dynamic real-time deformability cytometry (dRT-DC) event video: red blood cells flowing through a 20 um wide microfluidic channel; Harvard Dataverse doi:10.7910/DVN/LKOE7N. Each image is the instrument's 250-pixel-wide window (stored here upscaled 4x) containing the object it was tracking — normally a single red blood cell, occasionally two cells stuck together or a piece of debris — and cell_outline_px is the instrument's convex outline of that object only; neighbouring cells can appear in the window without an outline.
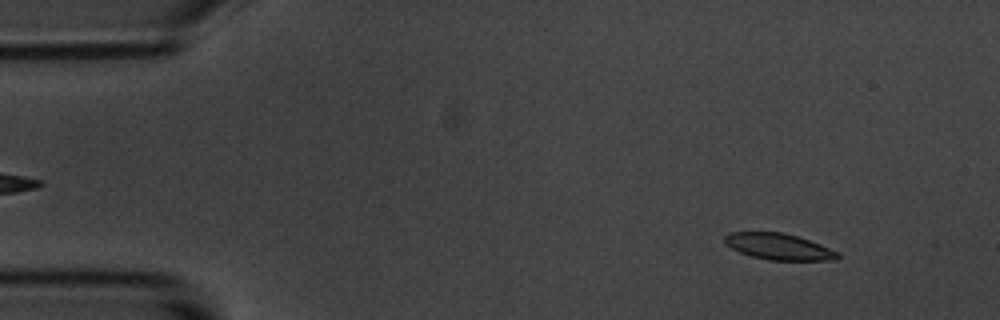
{"species": "common noctule bat (a hibernating species)", "species_latin": "Nyctalus noctula", "temperature_condition": "room temperature", "stored_images_in_passage": 19, "camera_frame_rate_fps": 3000, "um_per_image_px": 0.085, "animal": {"sex": "male", "body_mass_g": 20.1, "forearm_length_mm": 53.5}, "frame": {"image": 1, "passage_image": 5, "time_ms": 1.333, "image_size_px": [1000, 320], "cell_outline_px": [[840, 256], [836, 260], [768, 260], [752, 256], [740, 252], [724, 244], [724, 236], [728, 232], [784, 232], [820, 244], [836, 252]], "centroid_in_image_um": [66.14, 20.95], "position_along_channel_um": 18.9, "area_um2": 17.17}}
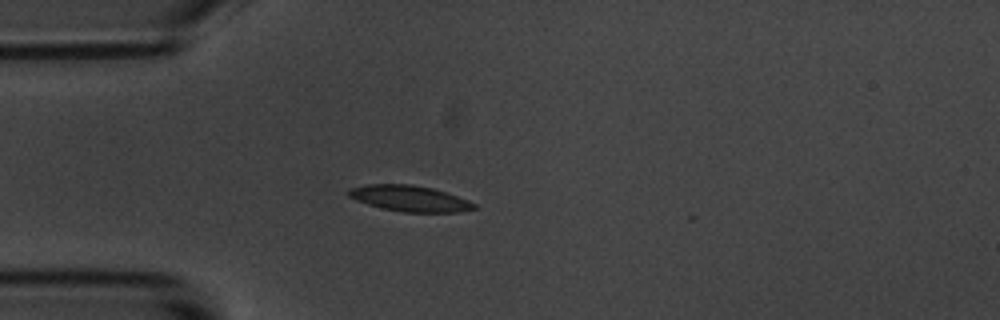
{"frame": {"image": 2, "passage_image": 14, "time_ms": 4.333, "image_size_px": [1000, 320], "cell_outline_px": [[476, 208], [460, 212], [400, 212], [380, 208], [356, 200], [348, 196], [344, 192], [348, 188], [364, 184], [412, 184], [432, 188], [468, 200], [476, 204]], "centroid_in_image_um": [34.74, 16.86], "position_along_channel_um": 50.3, "area_um2": 19.13}}